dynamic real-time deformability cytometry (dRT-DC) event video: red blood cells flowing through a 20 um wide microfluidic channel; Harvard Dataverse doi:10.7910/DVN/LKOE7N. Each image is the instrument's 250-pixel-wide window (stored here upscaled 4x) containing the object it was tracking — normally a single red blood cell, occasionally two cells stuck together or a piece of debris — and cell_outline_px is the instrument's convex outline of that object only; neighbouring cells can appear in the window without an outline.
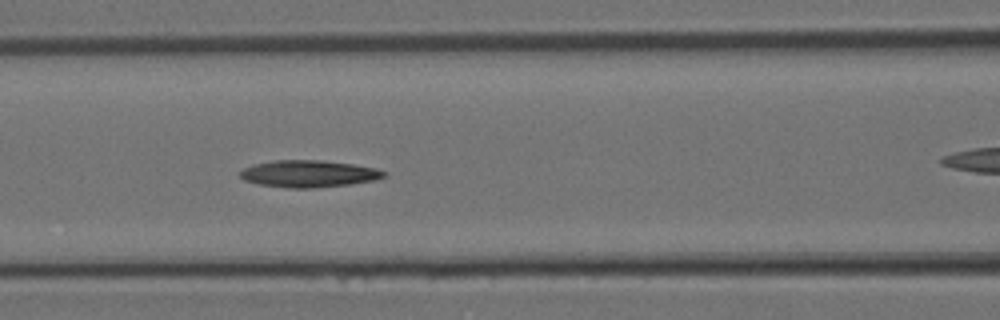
{"species": "Egyptian fruit bat (a non-hibernating species)", "species_latin": "Rousettus aegyptiacus", "temperature_condition": "room temperature", "stored_images_in_passage": 6, "segment_of_instrument_passage": [1, 2], "camera_frame_rate_fps": 3000, "um_per_image_px": 0.085, "animal": {"sex": "female"}, "frame": {"image": 1, "passage_image": 5, "time_ms": 1.333, "image_size_px": [1000, 320], "cell_outline_px": [[388, 172], [384, 176], [372, 180], [348, 184], [312, 188], [288, 188], [260, 184], [244, 180], [240, 176], [240, 172], [244, 168], [256, 164], [272, 160], [320, 160], [352, 164], [376, 168]], "centroid_in_image_um": [26.23, 14.76], "position_along_channel_um": 140.4, "area_um2": 22.31}}